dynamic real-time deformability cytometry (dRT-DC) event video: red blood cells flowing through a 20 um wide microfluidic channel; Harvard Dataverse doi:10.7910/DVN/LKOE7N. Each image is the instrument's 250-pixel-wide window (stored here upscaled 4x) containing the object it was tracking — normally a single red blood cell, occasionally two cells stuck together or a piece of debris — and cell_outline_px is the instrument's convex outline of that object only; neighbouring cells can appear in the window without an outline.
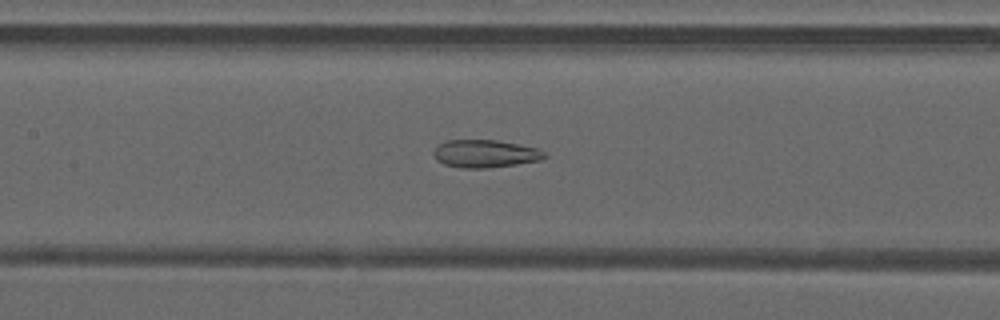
{"species": "common noctule bat (a hibernating species)", "species_latin": "Nyctalus noctula", "temperature_condition": "warm", "stored_images_in_passage": 46, "camera_frame_rate_fps": 3000, "um_per_image_px": 0.085, "animal": {"sex": "male", "forearm_length_mm": 52.5}, "frame": {"image": 1, "passage_image": 20, "time_ms": 6.333, "image_size_px": [1000, 320], "cell_outline_px": [[548, 156], [540, 160], [516, 164], [488, 168], [460, 168], [444, 164], [436, 160], [432, 152], [440, 144], [448, 140], [496, 140], [536, 148], [544, 152]], "centroid_in_image_um": [41.21, 13.07], "position_along_channel_um": 166.2, "area_um2": 17.8}}
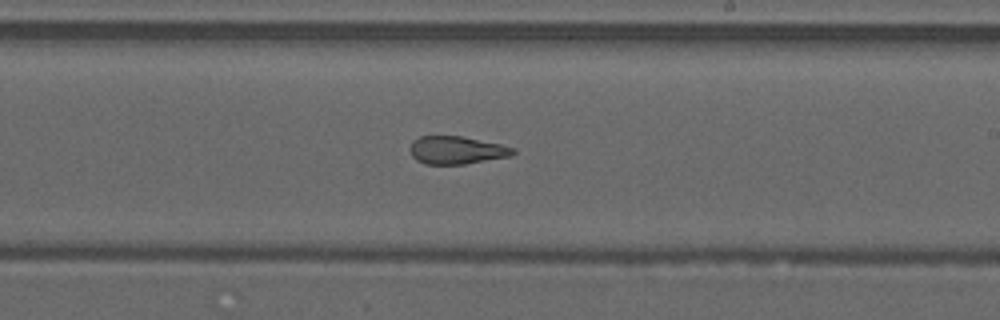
{"frame": {"image": 2, "passage_image": 26, "time_ms": 8.333, "image_size_px": [1000, 320], "cell_outline_px": [[516, 152], [512, 156], [464, 164], [424, 164], [416, 160], [412, 156], [412, 140], [420, 136], [464, 136], [500, 144], [516, 148]], "centroid_in_image_um": [38.85, 12.76], "position_along_channel_um": 250.1, "area_um2": 16.76}}
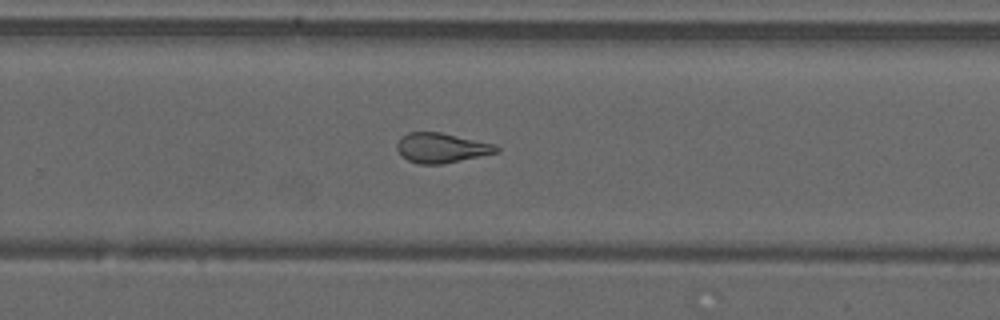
{"frame": {"image": 3, "passage_image": 29, "time_ms": 9.333, "image_size_px": [1000, 320], "cell_outline_px": [[500, 152], [440, 164], [420, 164], [408, 160], [396, 148], [396, 144], [400, 136], [408, 132], [440, 132], [496, 144], [500, 148]], "centroid_in_image_um": [37.53, 12.55], "position_along_channel_um": 292.3, "area_um2": 17.22}, "authors_computed_cell_mechanics": {"area_um2": 19.3919, "velocity_mm_per_s": 4.218, "shape_relaxation_time_tau1_ms": null, "shape_relaxation_time_tau2_ms": 1.4676, "deformation_change_tau1": null, "deformation_change_tau2": 0.1075}}